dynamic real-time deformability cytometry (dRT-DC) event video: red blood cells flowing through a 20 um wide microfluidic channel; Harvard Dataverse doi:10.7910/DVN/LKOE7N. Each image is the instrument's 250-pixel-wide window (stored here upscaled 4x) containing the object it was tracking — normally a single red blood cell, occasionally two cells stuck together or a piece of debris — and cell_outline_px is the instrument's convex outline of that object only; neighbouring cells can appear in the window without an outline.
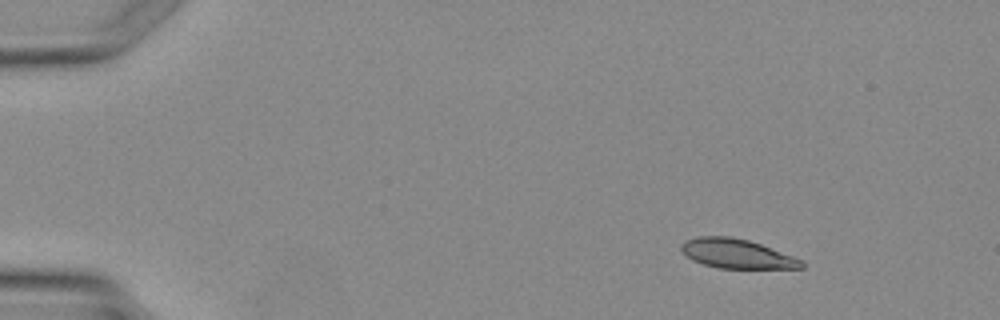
{"species": "Egyptian fruit bat (a non-hibernating species)", "species_latin": "Rousettus aegyptiacus", "temperature_condition": "warm", "stored_images_in_passage": 2, "camera_frame_rate_fps": 3000, "um_per_image_px": 0.085, "animal": {"sex": "female"}, "frame": {"image": 1, "passage_image": 1, "time_ms": 0.0, "image_size_px": [1000, 320], "cell_outline_px": [[804, 268], [720, 268], [704, 264], [692, 260], [680, 248], [680, 244], [684, 240], [696, 236], [732, 236], [748, 240], [760, 244], [804, 260]], "centroid_in_image_um": [62.62, 21.55], "position_along_channel_um": 22.4, "area_um2": 20.52}}